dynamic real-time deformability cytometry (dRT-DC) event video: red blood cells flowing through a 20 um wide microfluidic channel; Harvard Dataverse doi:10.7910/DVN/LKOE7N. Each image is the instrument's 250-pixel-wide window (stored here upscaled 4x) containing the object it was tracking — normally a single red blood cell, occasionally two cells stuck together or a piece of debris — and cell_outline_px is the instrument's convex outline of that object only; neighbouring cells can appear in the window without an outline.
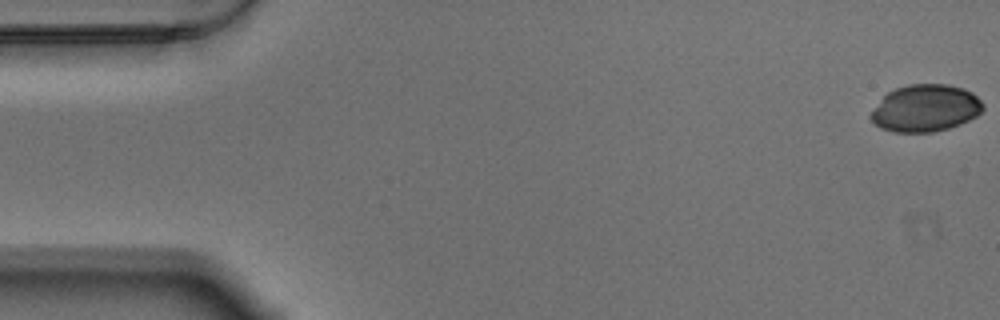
{"species": "Egyptian fruit bat (a non-hibernating species)", "species_latin": "Rousettus aegyptiacus", "temperature_condition": "warm", "stored_images_in_passage": 58, "camera_frame_rate_fps": 3000, "um_per_image_px": 0.085, "animal": {"sex": "male"}, "frame": {"image": 1, "passage_image": 1, "time_ms": 0.0, "image_size_px": [1000, 320], "cell_outline_px": [[984, 108], [976, 116], [960, 124], [948, 128], [932, 132], [892, 132], [880, 128], [868, 116], [884, 96], [888, 92], [896, 88], [908, 84], [948, 84], [964, 88], [972, 92], [984, 104]], "centroid_in_image_um": [78.67, 9.19], "position_along_channel_um": 6.3, "area_um2": 30.75}}
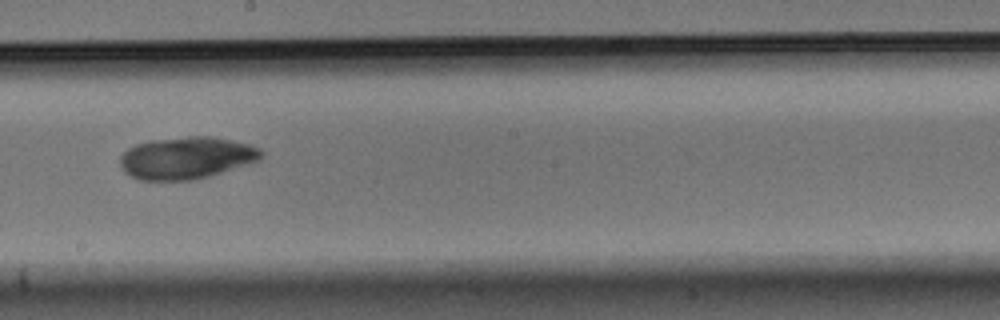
{"frame": {"image": 2, "passage_image": 32, "time_ms": 10.333, "image_size_px": [1000, 320], "cell_outline_px": [[264, 156], [260, 160], [208, 176], [192, 180], [140, 180], [124, 172], [120, 164], [120, 156], [128, 148], [136, 144], [152, 140], [188, 136], [208, 136], [248, 144], [260, 148], [264, 152]], "centroid_in_image_um": [15.84, 13.42], "position_along_channel_um": 232.4, "area_um2": 34.45}}
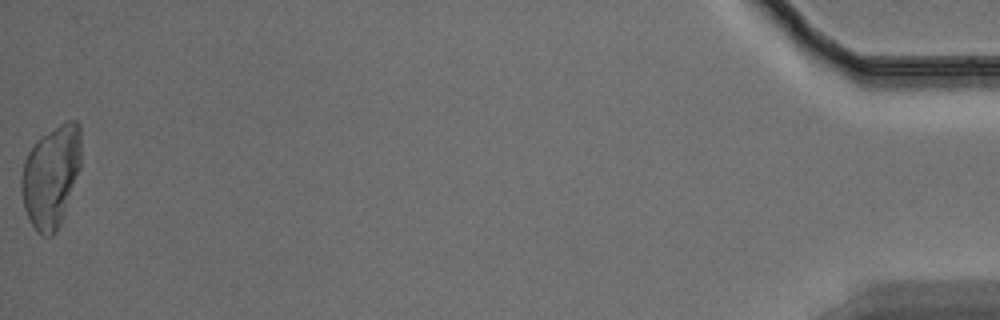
{"frame": {"image": 3, "passage_image": 58, "time_ms": 19.0, "image_size_px": [1000, 320], "cell_outline_px": [[80, 168], [56, 232], [52, 236], [44, 236], [36, 232], [24, 208], [20, 188], [20, 180], [24, 160], [28, 152], [36, 140], [40, 136], [60, 124], [68, 120], [76, 120], [80, 124]], "centroid_in_image_um": [4.31, 14.96], "position_along_channel_um": 430.9, "area_um2": 35.26}}